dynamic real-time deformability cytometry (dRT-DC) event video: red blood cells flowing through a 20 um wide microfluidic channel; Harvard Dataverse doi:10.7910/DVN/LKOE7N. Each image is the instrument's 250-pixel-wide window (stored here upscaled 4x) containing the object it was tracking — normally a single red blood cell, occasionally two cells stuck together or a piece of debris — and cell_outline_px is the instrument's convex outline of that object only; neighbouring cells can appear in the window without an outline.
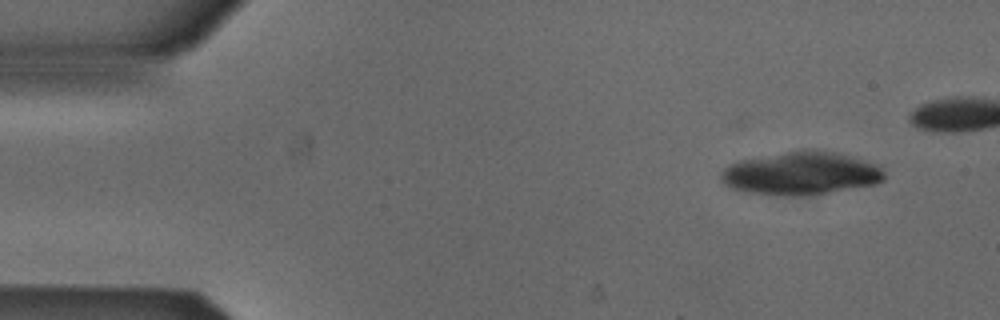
{"species": "Egyptian fruit bat (a non-hibernating species)", "species_latin": "Rousettus aegyptiacus", "temperature_condition": "cold", "stored_images_in_passage": 5, "camera_frame_rate_fps": 3000, "um_per_image_px": 0.085, "animal": {"sex": "male"}, "frame": {"image": 1, "passage_image": 1, "time_ms": 0.0, "image_size_px": [1000, 320], "cell_outline_px": [[884, 180], [876, 184], [828, 192], [800, 196], [776, 196], [744, 192], [732, 188], [724, 184], [720, 180], [720, 172], [728, 164], [736, 160], [788, 152], [832, 152], [864, 160], [876, 164], [884, 172]], "centroid_in_image_um": [68.0, 14.77], "position_along_channel_um": 17.0, "area_um2": 40.46}}